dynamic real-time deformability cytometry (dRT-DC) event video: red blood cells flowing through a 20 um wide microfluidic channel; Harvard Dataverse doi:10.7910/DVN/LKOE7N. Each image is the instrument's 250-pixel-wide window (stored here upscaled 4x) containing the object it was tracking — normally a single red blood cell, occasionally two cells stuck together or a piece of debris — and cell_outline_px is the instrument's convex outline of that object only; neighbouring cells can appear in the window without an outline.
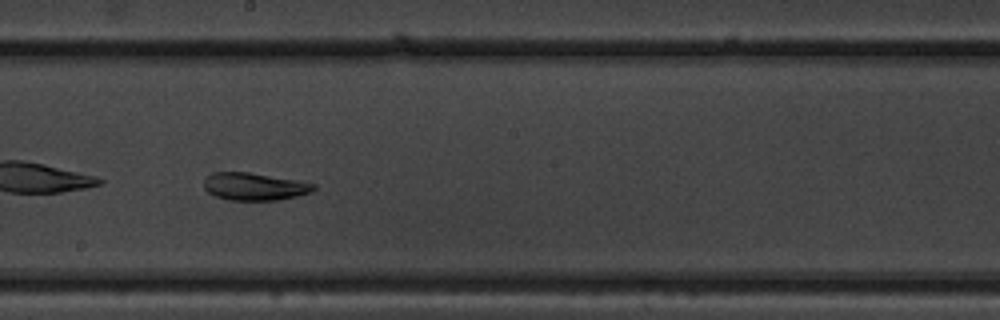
{"species": "common noctule bat (a hibernating species)", "species_latin": "Nyctalus noctula", "temperature_condition": "warm", "stored_images_in_passage": 45, "camera_frame_rate_fps": 3000, "um_per_image_px": 0.085, "animal": {"sex": "male", "body_mass_g": 19.5, "forearm_length_mm": 54.6}, "frame": {"image": 1, "passage_image": 32, "time_ms": 10.333, "image_size_px": [1000, 320], "cell_outline_px": [[312, 188], [304, 192], [288, 196], [268, 200], [240, 200], [220, 196], [212, 192], [208, 188], [220, 172], [244, 172], [284, 180], [300, 184]], "centroid_in_image_um": [21.55, 15.88], "position_along_channel_um": 226.7, "area_um2": 14.33}}
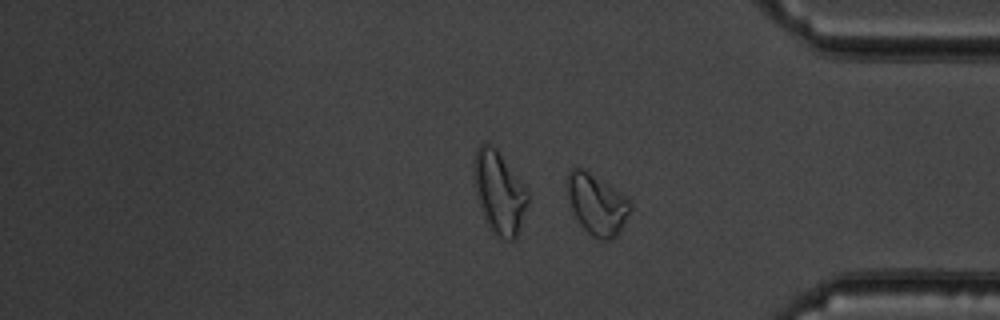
{"frame": {"image": 2, "passage_image": 45, "time_ms": 14.667, "image_size_px": [1000, 320], "cell_outline_px": [[624, 212], [620, 224], [616, 228], [592, 232], [580, 220], [572, 204], [572, 176], [584, 172]], "centroid_in_image_um": [50.51, 17.42], "position_along_channel_um": 384.7, "area_um2": 13.99}}